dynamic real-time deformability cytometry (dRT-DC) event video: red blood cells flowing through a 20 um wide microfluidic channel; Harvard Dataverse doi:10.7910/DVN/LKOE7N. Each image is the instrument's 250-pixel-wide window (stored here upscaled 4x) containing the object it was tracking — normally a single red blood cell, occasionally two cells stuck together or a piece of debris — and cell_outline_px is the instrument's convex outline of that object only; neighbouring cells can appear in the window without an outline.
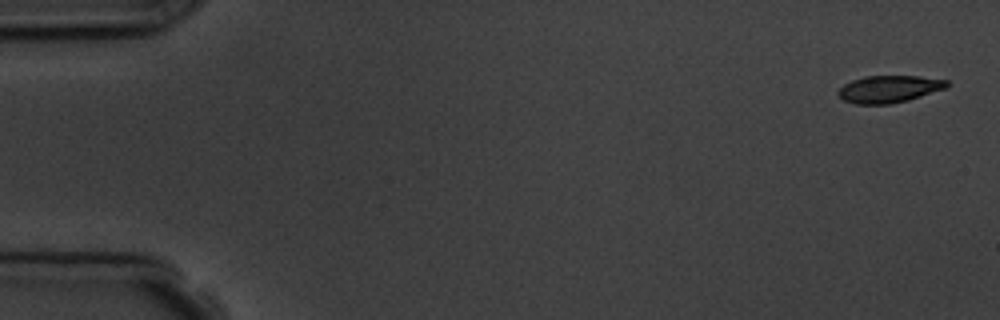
{"species": "common noctule bat (a hibernating species)", "species_latin": "Nyctalus noctula", "temperature_condition": "room temperature", "stored_images_in_passage": 7, "camera_frame_rate_fps": 3000, "um_per_image_px": 0.085, "animal": {"sex": "male", "body_mass_g": 19.5, "forearm_length_mm": 54.6}, "frame": {"image": 1, "passage_image": 1, "time_ms": 0.0, "image_size_px": [1000, 320], "cell_outline_px": [[948, 88], [908, 100], [888, 104], [856, 104], [844, 100], [836, 92], [844, 84], [852, 80], [864, 76], [920, 76], [948, 80]], "centroid_in_image_um": [75.59, 7.56], "position_along_channel_um": 9.4, "area_um2": 17.22}}
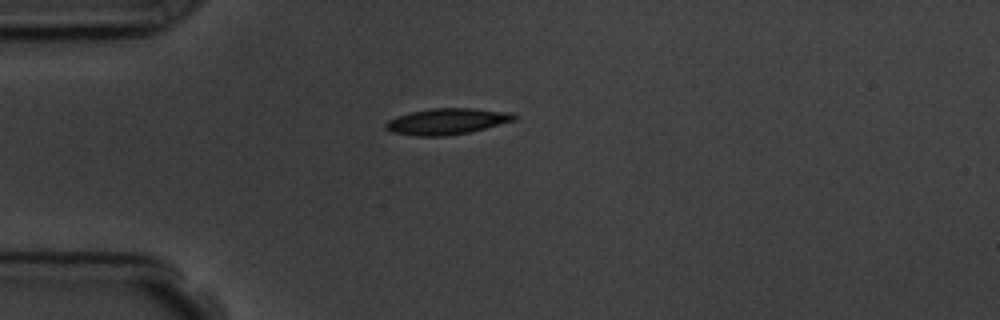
{"frame": {"image": 2, "passage_image": 4, "time_ms": 4.333, "image_size_px": [1000, 320], "cell_outline_px": [[516, 120], [468, 132], [444, 136], [416, 136], [392, 132], [384, 128], [384, 124], [388, 120], [396, 116], [412, 112], [432, 108], [472, 108], [512, 112], [516, 116]], "centroid_in_image_um": [37.97, 10.31], "position_along_channel_um": 47.0, "area_um2": 19.48}}